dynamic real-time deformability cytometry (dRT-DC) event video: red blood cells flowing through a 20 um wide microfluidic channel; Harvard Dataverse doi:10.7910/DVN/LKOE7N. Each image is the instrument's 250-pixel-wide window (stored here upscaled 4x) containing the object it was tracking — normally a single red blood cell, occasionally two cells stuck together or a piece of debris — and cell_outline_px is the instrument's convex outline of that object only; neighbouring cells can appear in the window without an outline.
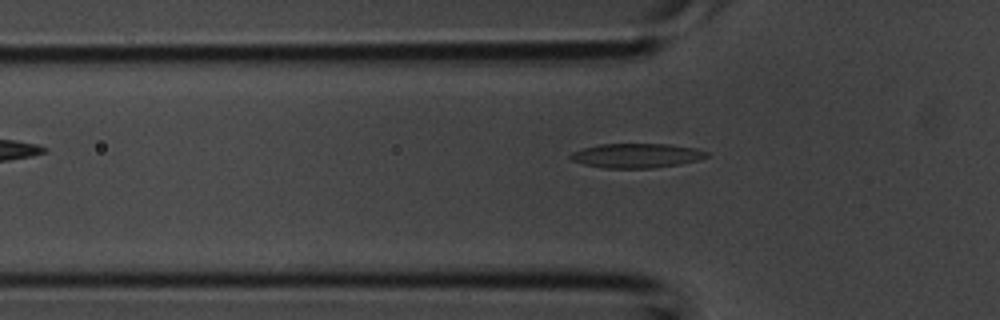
{"species": "common noctule bat (a hibernating species)", "species_latin": "Nyctalus noctula", "temperature_condition": "room temperature", "stored_images_in_passage": 4, "camera_frame_rate_fps": 3000, "um_per_image_px": 0.085, "animal": {"sex": "male", "body_mass_g": 20.1, "forearm_length_mm": 53.5}, "frame": {"image": 1, "passage_image": 4, "time_ms": 1.0, "image_size_px": [1000, 320], "cell_outline_px": [[708, 156], [700, 160], [680, 164], [652, 168], [604, 168], [584, 164], [572, 160], [568, 156], [572, 152], [584, 148], [600, 144], [668, 144], [696, 148], [708, 152]], "centroid_in_image_um": [54.13, 13.23], "position_along_channel_um": 71.7, "area_um2": 19.36}}